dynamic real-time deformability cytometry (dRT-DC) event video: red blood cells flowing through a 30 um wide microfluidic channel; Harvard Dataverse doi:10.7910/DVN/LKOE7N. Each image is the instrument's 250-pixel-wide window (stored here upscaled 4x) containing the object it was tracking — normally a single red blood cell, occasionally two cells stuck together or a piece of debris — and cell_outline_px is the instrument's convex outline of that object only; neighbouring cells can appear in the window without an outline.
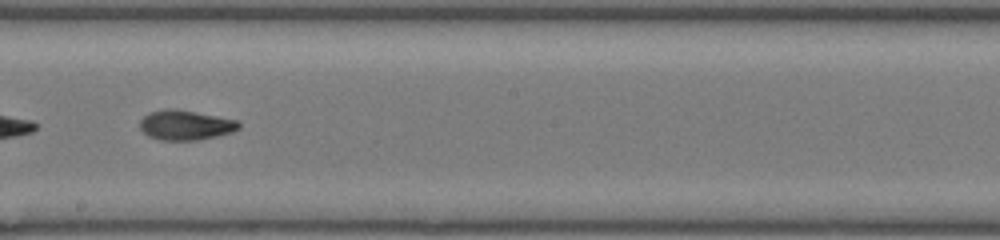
{"species": "common noctule bat (a hibernating species)", "species_latin": "Nyctalus noctula", "temperature_condition": "room temperature", "stored_images_in_passage": 45, "camera_frame_rate_fps": 3000, "um_per_image_px": 0.085, "animal": {"sex": "female", "body_mass_g": 17.0, "forearm_length_mm": 48.0}, "frame": {"image": 1, "passage_image": 27, "time_ms": 8.667, "image_size_px": [1000, 240], "cell_outline_px": [[240, 128], [232, 132], [216, 136], [196, 140], [160, 140], [148, 136], [140, 128], [140, 120], [148, 112], [168, 108], [176, 108], [236, 120], [240, 124]], "centroid_in_image_um": [15.74, 10.62], "position_along_channel_um": 232.5, "area_um2": 17.17}}
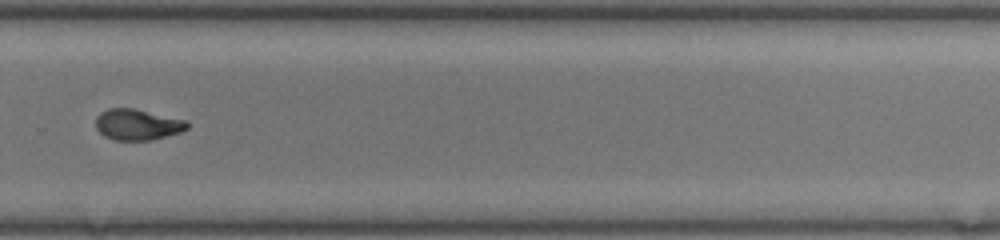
{"frame": {"image": 2, "passage_image": 33, "time_ms": 10.667, "image_size_px": [1000, 240], "cell_outline_px": [[188, 128], [180, 132], [152, 140], [116, 140], [104, 136], [96, 128], [96, 116], [100, 112], [108, 108], [136, 108], [188, 120]], "centroid_in_image_um": [11.69, 10.57], "position_along_channel_um": 318.1, "area_um2": 16.7}, "authors_computed_cell_mechanics": {"area_um2": 17.2244, "velocity_mm_per_s": 4.2932, "shape_relaxation_time_tau1_ms": 5.5381, "shape_relaxation_time_tau2_ms": 1.9314, "deformation_change_tau1": 0.2149, "deformation_change_tau2": 0.0828}}